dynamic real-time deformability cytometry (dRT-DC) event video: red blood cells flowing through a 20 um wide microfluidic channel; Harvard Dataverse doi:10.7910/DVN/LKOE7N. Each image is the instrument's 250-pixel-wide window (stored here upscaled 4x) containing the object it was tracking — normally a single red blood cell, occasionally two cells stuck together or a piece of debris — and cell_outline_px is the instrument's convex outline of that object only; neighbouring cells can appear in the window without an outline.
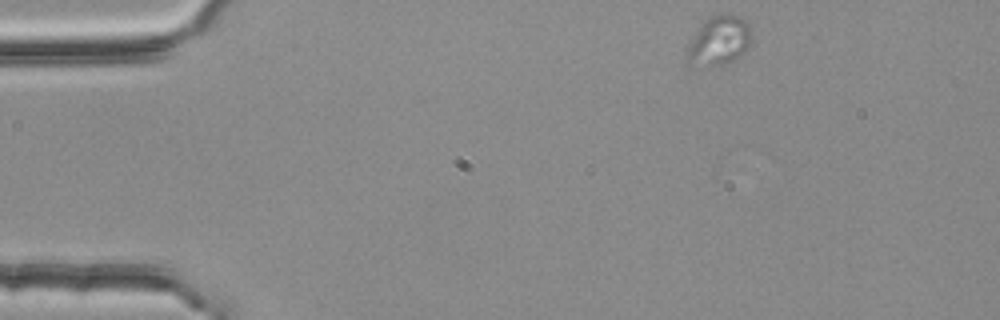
{"species": "common noctule bat (a hibernating species)", "species_latin": "Nyctalus noctula", "temperature_condition": "room temperature", "stored_images_in_passage": 17, "camera_frame_rate_fps": 3000, "um_per_image_px": 0.085, "animal": {"sex": "female", "body_mass_g": 25.1}, "frame": {"image": 1, "passage_image": 1, "time_ms": 0.0, "image_size_px": [1000, 320], "cell_outline_px": [[752, 40], [748, 48], [740, 56], [724, 64], [708, 64], [684, 60], [688, 48], [700, 24], [704, 20], [712, 16], [736, 16], [744, 20], [748, 24], [752, 32]], "centroid_in_image_um": [61.17, 3.44], "position_along_channel_um": 23.8, "area_um2": 17.74}}
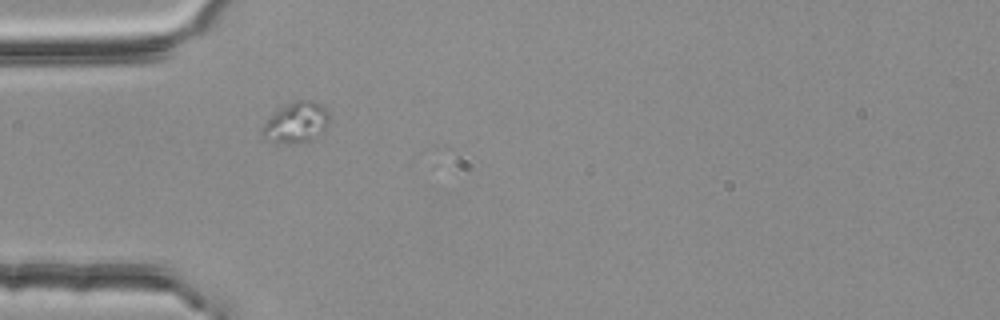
{"frame": {"image": 2, "passage_image": 10, "time_ms": 3.0, "image_size_px": [1000, 320], "cell_outline_px": [[328, 120], [324, 136], [312, 140], [292, 144], [276, 144], [264, 136], [260, 132], [260, 128], [272, 112], [276, 108], [296, 100], [312, 100], [320, 104], [328, 112]], "centroid_in_image_um": [25.16, 10.44], "position_along_channel_um": 59.8, "area_um2": 16.53}}